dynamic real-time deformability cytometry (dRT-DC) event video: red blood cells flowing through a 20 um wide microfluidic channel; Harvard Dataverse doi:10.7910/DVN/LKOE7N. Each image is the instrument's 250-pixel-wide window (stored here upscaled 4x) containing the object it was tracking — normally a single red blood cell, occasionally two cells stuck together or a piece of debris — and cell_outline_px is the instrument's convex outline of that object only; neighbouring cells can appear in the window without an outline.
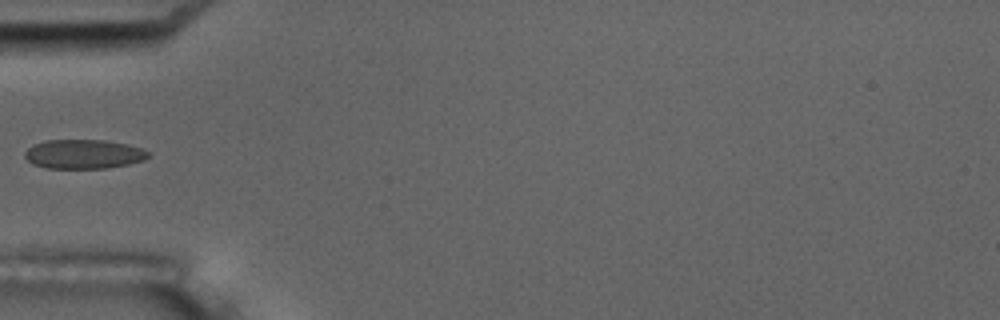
{"species": "common noctule bat (a hibernating species)", "species_latin": "Nyctalus noctula", "temperature_condition": "room temperature", "stored_images_in_passage": 17, "camera_frame_rate_fps": 3000, "um_per_image_px": 0.085, "animal": {"sex": "male", "body_mass_g": 17.5, "forearm_length_mm": 52.3}, "frame": {"image": 1, "passage_image": 6, "time_ms": 6.0, "image_size_px": [1000, 320], "cell_outline_px": [[148, 156], [144, 160], [128, 164], [108, 168], [44, 168], [32, 164], [24, 156], [24, 152], [32, 144], [44, 140], [104, 140], [128, 144], [140, 148], [148, 152]], "centroid_in_image_um": [7.06, 13.1], "position_along_channel_um": 77.9, "area_um2": 21.1}, "authors_computed_cell_mechanics": {"area_um2": 21.097, "velocity_mm_per_s": 3.5033, "shape_relaxation_time_tau1_ms": 10.2024, "shape_relaxation_time_tau2_ms": 1.3068, "deformation_change_tau1": 0.1859, "deformation_change_tau2": 0.0703}}